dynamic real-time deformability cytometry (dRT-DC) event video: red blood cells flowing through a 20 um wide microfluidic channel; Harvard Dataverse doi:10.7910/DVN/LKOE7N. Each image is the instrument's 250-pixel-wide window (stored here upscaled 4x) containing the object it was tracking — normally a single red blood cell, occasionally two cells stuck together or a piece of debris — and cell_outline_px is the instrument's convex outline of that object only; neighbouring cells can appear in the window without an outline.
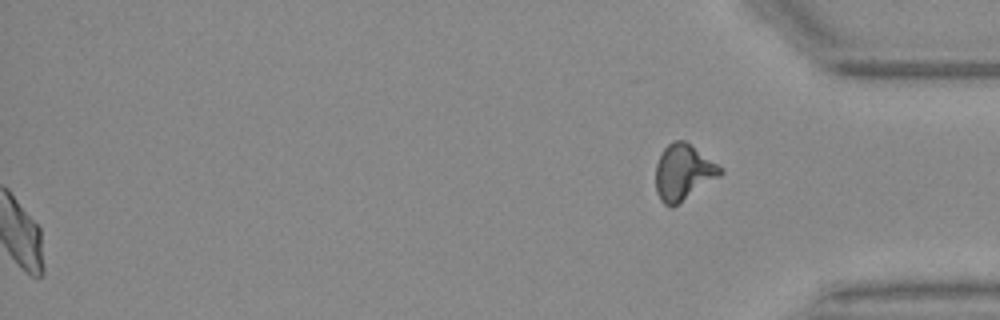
{"species": "Egyptian fruit bat (a non-hibernating species)", "species_latin": "Rousettus aegyptiacus", "temperature_condition": "warm", "stored_images_in_passage": 40, "segment_of_instrument_passage": [2, 2], "camera_frame_rate_fps": 3000, "um_per_image_px": 0.085, "animal": {"sex": "female"}, "frame": {"image": 1, "passage_image": 40, "time_ms": 13.0, "image_size_px": [1000, 320], "cell_outline_px": [[724, 172], [720, 176], [672, 208], [664, 204], [660, 200], [656, 192], [656, 164], [664, 148], [668, 144], [676, 140], [684, 140], [716, 164]], "centroid_in_image_um": [58.04, 14.67], "position_along_channel_um": 377.2, "area_um2": 20.63}}